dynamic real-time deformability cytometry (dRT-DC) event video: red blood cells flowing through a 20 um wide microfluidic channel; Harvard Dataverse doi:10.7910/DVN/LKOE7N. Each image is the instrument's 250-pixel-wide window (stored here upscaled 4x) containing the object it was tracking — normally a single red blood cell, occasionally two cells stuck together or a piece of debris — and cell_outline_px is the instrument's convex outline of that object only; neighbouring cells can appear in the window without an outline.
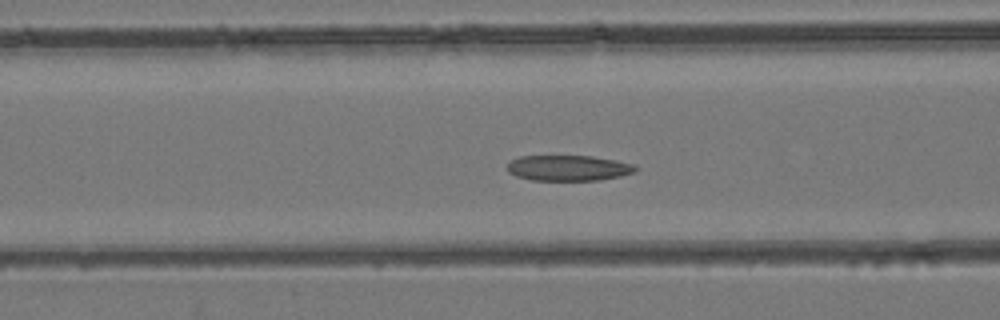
{"species": "common noctule bat (a hibernating species)", "species_latin": "Nyctalus noctula", "temperature_condition": "room temperature", "stored_images_in_passage": 50, "camera_frame_rate_fps": 3000, "um_per_image_px": 0.085, "animal": {"sex": "female", "body_mass_g": 24.6, "forearm_length_mm": 56.2}, "frame": {"image": 1, "passage_image": 20, "time_ms": 6.333, "image_size_px": [1000, 320], "cell_outline_px": [[640, 168], [636, 172], [620, 176], [600, 180], [532, 180], [516, 176], [508, 172], [508, 160], [520, 156], [592, 156], [616, 160], [636, 164]], "centroid_in_image_um": [48.35, 14.27], "position_along_channel_um": 118.2, "area_um2": 19.36}}
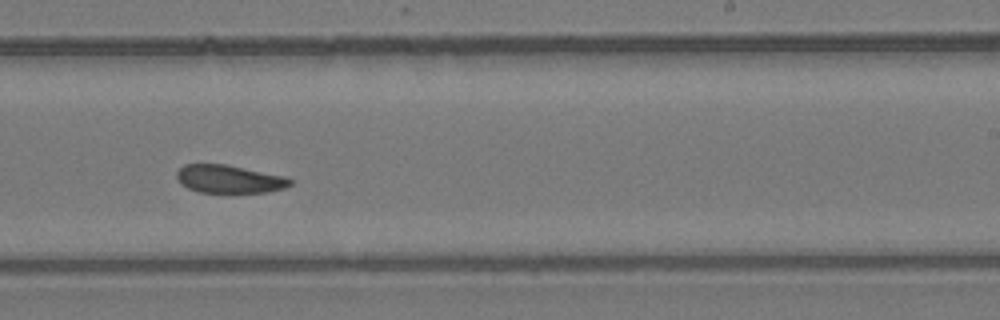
{"frame": {"image": 2, "passage_image": 31, "time_ms": 10.0, "image_size_px": [1000, 320], "cell_outline_px": [[292, 184], [284, 188], [268, 192], [200, 192], [188, 188], [180, 184], [176, 176], [176, 172], [184, 164], [224, 164], [288, 176], [292, 180]], "centroid_in_image_um": [19.5, 15.21], "position_along_channel_um": 269.5, "area_um2": 18.61}}
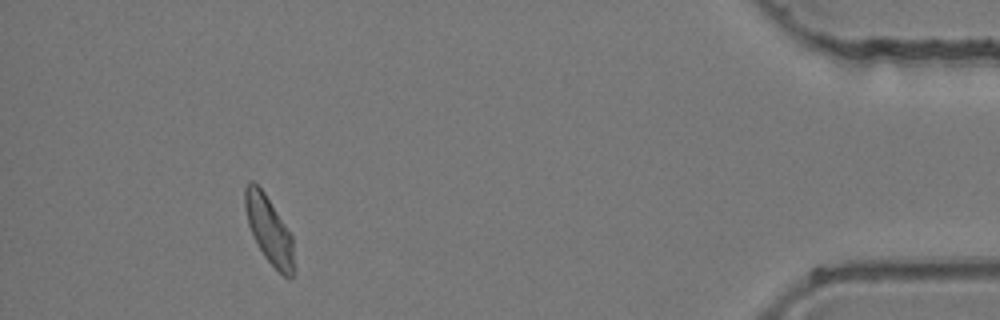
{"frame": {"image": 3, "passage_image": 46, "time_ms": 15.0, "image_size_px": [1000, 320], "cell_outline_px": [[296, 268], [292, 276], [288, 280], [264, 256], [248, 224], [244, 208], [244, 188], [248, 180], [252, 180], [264, 192], [292, 236]], "centroid_in_image_um": [22.88, 19.55], "position_along_channel_um": 412.3, "area_um2": 19.13}}